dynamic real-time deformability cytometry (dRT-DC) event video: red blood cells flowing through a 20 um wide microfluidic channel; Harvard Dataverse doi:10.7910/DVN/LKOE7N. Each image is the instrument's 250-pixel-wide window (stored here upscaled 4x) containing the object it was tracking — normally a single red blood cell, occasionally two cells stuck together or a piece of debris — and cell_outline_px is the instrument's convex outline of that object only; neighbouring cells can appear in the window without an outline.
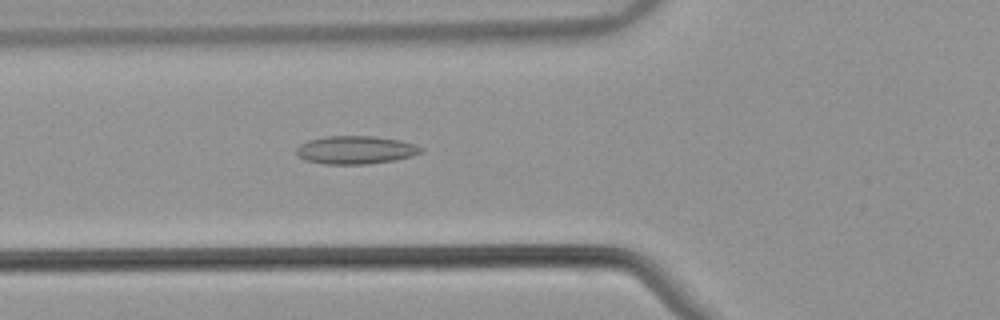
{"species": "common noctule bat (a hibernating species)", "species_latin": "Nyctalus noctula", "temperature_condition": "warm", "stored_images_in_passage": 53, "camera_frame_rate_fps": 3000, "um_per_image_px": 0.085, "animal": {"sex": "male", "body_mass_g": 21.5, "forearm_length_mm": 52.0}, "frame": {"image": 1, "passage_image": 20, "time_ms": 6.333, "image_size_px": [1000, 320], "cell_outline_px": [[424, 152], [412, 156], [396, 160], [368, 164], [324, 164], [304, 160], [296, 152], [296, 148], [300, 144], [308, 140], [328, 136], [372, 136], [400, 140], [424, 148]], "centroid_in_image_um": [30.24, 12.75], "position_along_channel_um": 95.6, "area_um2": 20.46}}
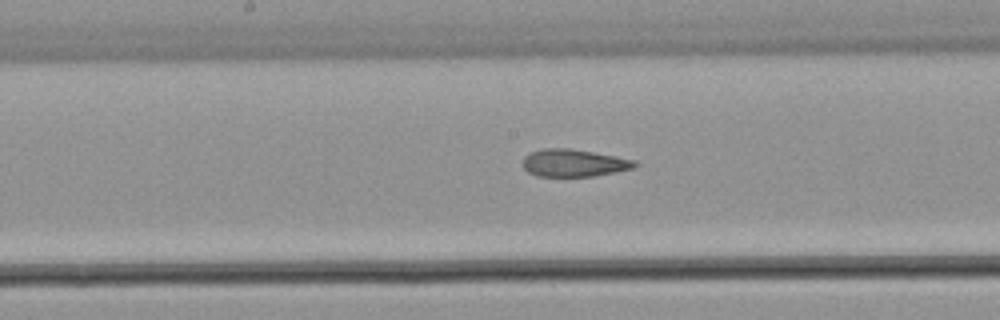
{"frame": {"image": 2, "passage_image": 28, "time_ms": 9.0, "image_size_px": [1000, 320], "cell_outline_px": [[640, 164], [632, 168], [616, 172], [596, 176], [536, 176], [528, 172], [524, 168], [524, 156], [528, 152], [544, 148], [568, 148], [592, 152], [636, 160]], "centroid_in_image_um": [48.78, 13.85], "position_along_channel_um": 199.4, "area_um2": 17.92}}
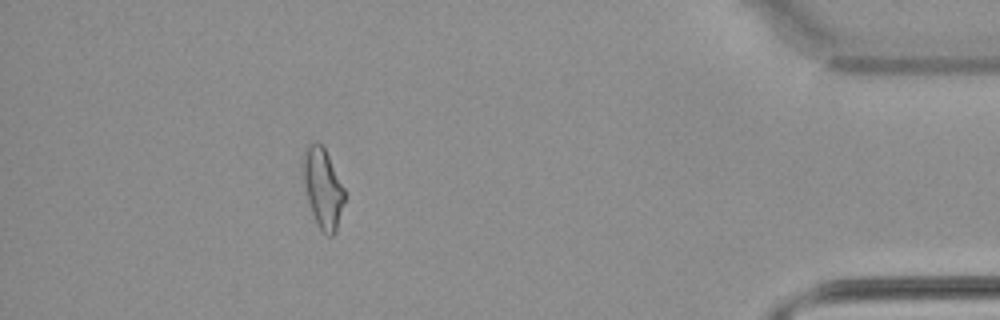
{"frame": {"image": 3, "passage_image": 48, "time_ms": 15.667, "image_size_px": [1000, 320], "cell_outline_px": [[344, 200], [336, 232], [332, 236], [328, 236], [316, 224], [308, 200], [304, 180], [304, 148], [308, 144], [320, 144], [324, 148], [344, 188]], "centroid_in_image_um": [27.45, 16.03], "position_along_channel_um": 407.8, "area_um2": 18.55}, "authors_computed_cell_mechanics": {"area_um2": 19.1318, "velocity_mm_per_s": 3.8793, "shape_relaxation_time_tau1_ms": null, "shape_relaxation_time_tau2_ms": 3.1852, "deformation_change_tau1": null, "deformation_change_tau2": 0.126}}